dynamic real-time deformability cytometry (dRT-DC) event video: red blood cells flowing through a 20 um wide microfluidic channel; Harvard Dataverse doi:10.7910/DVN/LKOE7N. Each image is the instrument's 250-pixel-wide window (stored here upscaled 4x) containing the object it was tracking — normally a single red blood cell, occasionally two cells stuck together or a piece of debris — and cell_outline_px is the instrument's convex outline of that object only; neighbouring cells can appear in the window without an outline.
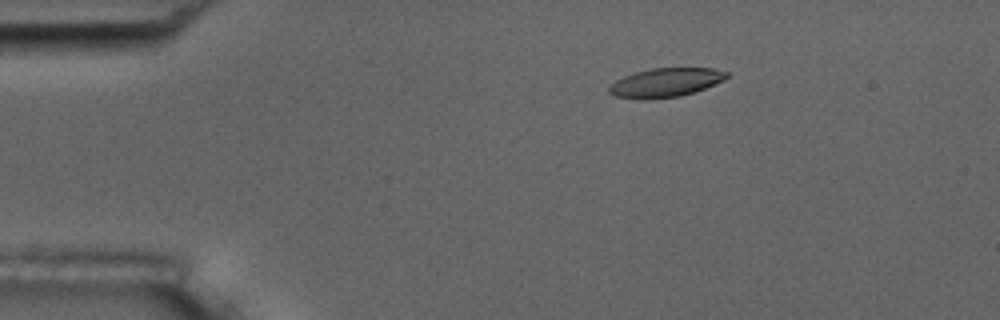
{"species": "common noctule bat (a hibernating species)", "species_latin": "Nyctalus noctula", "temperature_condition": "room temperature", "stored_images_in_passage": 47, "camera_frame_rate_fps": 3000, "um_per_image_px": 0.085, "animal": {"sex": "male", "body_mass_g": 17.5, "forearm_length_mm": 52.3}, "frame": {"image": 1, "passage_image": 1, "time_ms": 0.0, "image_size_px": [1000, 320], "cell_outline_px": [[728, 76], [724, 80], [704, 88], [680, 96], [644, 100], [616, 96], [608, 92], [608, 88], [616, 80], [624, 76], [636, 72], [652, 68], [712, 68], [728, 72]], "centroid_in_image_um": [56.56, 7.02], "position_along_channel_um": 28.4, "area_um2": 19.65}}
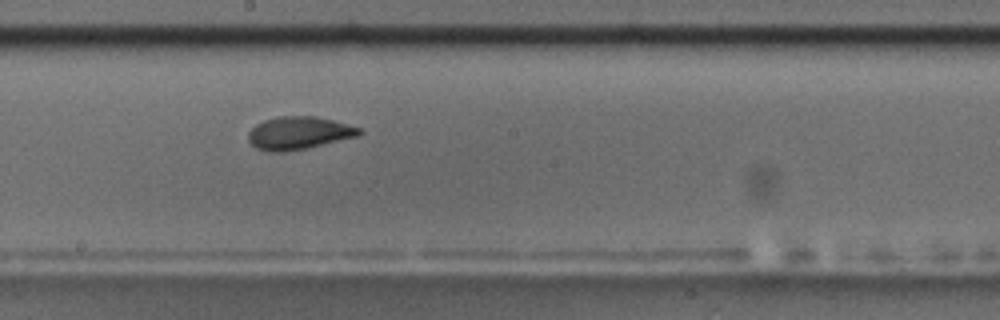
{"frame": {"image": 2, "passage_image": 22, "time_ms": 7.0, "image_size_px": [1000, 320], "cell_outline_px": [[364, 132], [360, 136], [304, 148], [284, 152], [268, 152], [256, 148], [248, 140], [248, 132], [256, 124], [264, 120], [280, 116], [316, 116], [332, 120], [360, 128]], "centroid_in_image_um": [25.39, 11.3], "position_along_channel_um": 222.8, "area_um2": 21.15}}
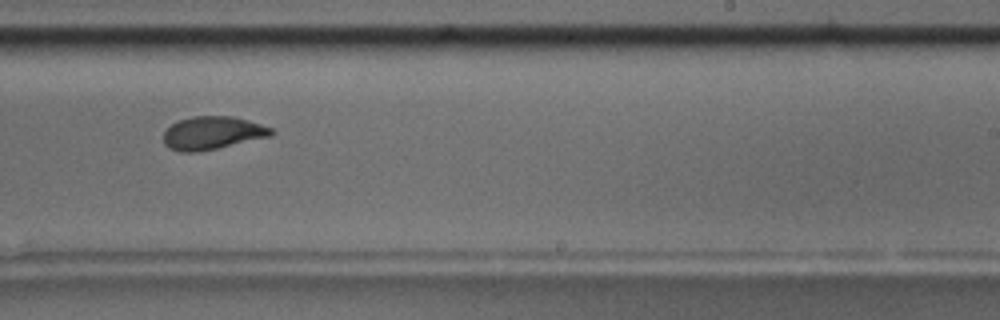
{"frame": {"image": 3, "passage_image": 26, "time_ms": 8.333, "image_size_px": [1000, 320], "cell_outline_px": [[276, 132], [272, 136], [216, 148], [196, 152], [180, 152], [168, 148], [164, 144], [164, 132], [176, 120], [192, 116], [232, 116], [248, 120], [272, 128]], "centroid_in_image_um": [18.05, 11.29], "position_along_channel_um": 271.0, "area_um2": 20.81}, "authors_computed_cell_mechanics": {"area_um2": 21.097, "velocity_mm_per_s": 3.6194, "shape_relaxation_time_tau1_ms": 6.4352, "shape_relaxation_time_tau2_ms": 2.0021, "deformation_change_tau1": 0.2026, "deformation_change_tau2": 0.0776}}